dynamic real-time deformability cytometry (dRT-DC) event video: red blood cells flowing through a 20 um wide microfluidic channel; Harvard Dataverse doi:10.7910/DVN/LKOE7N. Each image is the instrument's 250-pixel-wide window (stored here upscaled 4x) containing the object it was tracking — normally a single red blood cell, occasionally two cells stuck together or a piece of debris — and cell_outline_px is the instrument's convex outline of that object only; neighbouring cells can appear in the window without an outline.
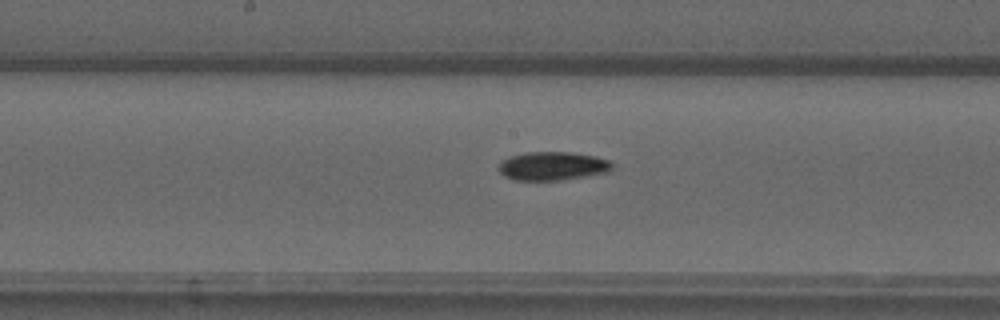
{"species": "common noctule bat (a hibernating species)", "species_latin": "Nyctalus noctula", "temperature_condition": "warm", "stored_images_in_passage": 51, "camera_frame_rate_fps": 3000, "um_per_image_px": 0.085, "animal": {"sex": "male", "forearm_length_mm": 52.5}, "frame": {"image": 1, "passage_image": 24, "time_ms": 7.667, "image_size_px": [1000, 320], "cell_outline_px": [[612, 172], [560, 180], [512, 180], [504, 176], [500, 172], [500, 164], [504, 160], [512, 156], [524, 152], [568, 152], [596, 156], [608, 160], [612, 164]], "centroid_in_image_um": [47.01, 14.12], "position_along_channel_um": 201.2, "area_um2": 18.84}}
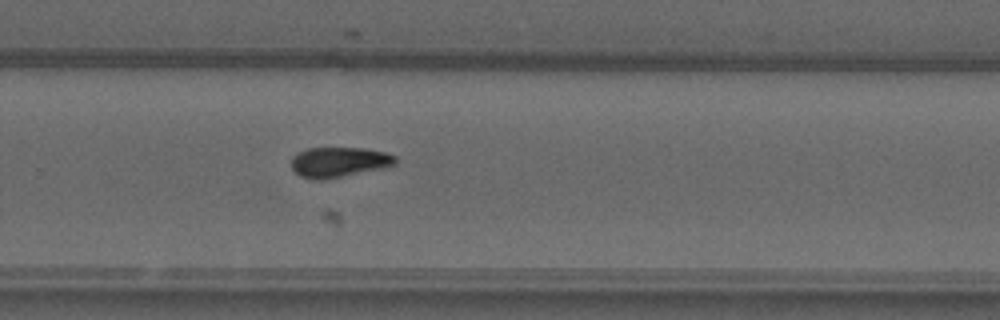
{"frame": {"image": 2, "passage_image": 32, "time_ms": 10.333, "image_size_px": [1000, 320], "cell_outline_px": [[396, 164], [384, 168], [324, 180], [316, 180], [300, 176], [292, 168], [292, 156], [308, 148], [364, 148], [384, 152], [396, 156]], "centroid_in_image_um": [28.83, 13.78], "position_along_channel_um": 301.0, "area_um2": 18.26}}
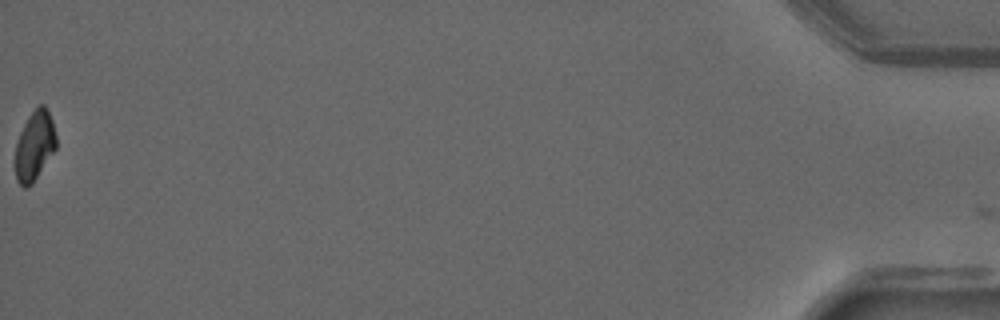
{"frame": {"image": 3, "passage_image": 51, "time_ms": 16.667, "image_size_px": [1000, 320], "cell_outline_px": [[56, 148], [32, 184], [24, 188], [16, 180], [16, 144], [20, 132], [28, 116], [40, 104], [44, 104], [48, 108], [52, 120], [56, 136]], "centroid_in_image_um": [2.95, 12.36], "position_along_channel_um": 432.3, "area_um2": 16.42}, "authors_computed_cell_mechanics": {"area_um2": 17.918, "velocity_mm_per_s": 3.7587, "shape_relaxation_time_tau1_ms": 10.517, "shape_relaxation_time_tau2_ms": 6.153, "deformation_change_tau1": 0.2375, "deformation_change_tau2": 0.0852}}